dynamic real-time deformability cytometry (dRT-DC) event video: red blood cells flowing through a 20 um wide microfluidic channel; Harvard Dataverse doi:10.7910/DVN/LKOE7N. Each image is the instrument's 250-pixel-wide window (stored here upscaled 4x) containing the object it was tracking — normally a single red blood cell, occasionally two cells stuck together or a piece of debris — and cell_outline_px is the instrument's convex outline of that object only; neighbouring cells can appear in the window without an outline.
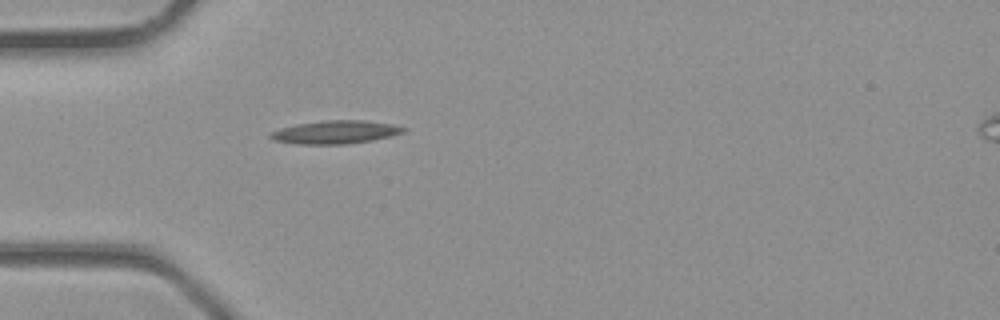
{"species": "common noctule bat (a hibernating species)", "species_latin": "Nyctalus noctula", "temperature_condition": "room temperature", "stored_images_in_passage": 2, "camera_frame_rate_fps": 3000, "um_per_image_px": 0.085, "animal": {"sex": "male", "body_mass_g": 23.1, "forearm_length_mm": 52.7}, "frame": {"image": 1, "passage_image": 2, "time_ms": 0.333, "image_size_px": [1000, 320], "cell_outline_px": [[408, 128], [404, 132], [392, 136], [372, 140], [348, 144], [300, 144], [276, 140], [268, 136], [272, 132], [280, 128], [296, 124], [324, 120], [364, 120], [392, 124]], "centroid_in_image_um": [28.56, 11.22], "position_along_channel_um": 56.4, "area_um2": 17.92}}